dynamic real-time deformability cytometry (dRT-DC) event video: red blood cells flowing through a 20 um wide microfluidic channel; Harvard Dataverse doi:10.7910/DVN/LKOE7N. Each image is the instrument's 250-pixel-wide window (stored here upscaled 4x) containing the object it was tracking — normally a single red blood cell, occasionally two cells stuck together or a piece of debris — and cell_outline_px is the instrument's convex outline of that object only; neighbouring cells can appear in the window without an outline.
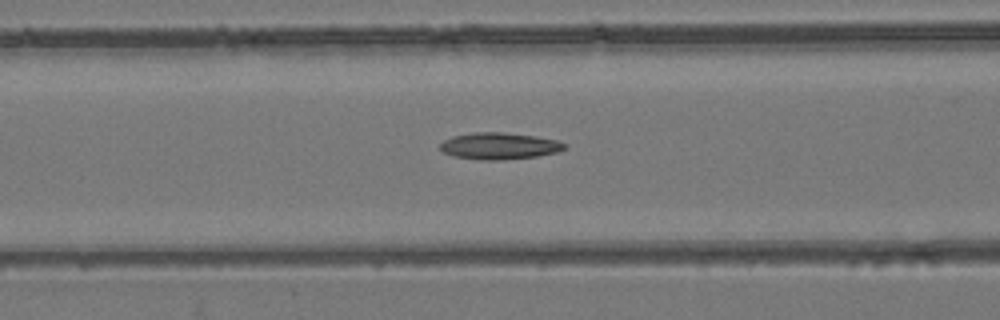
{"species": "common noctule bat (a hibernating species)", "species_latin": "Nyctalus noctula", "temperature_condition": "room temperature", "stored_images_in_passage": 55, "camera_frame_rate_fps": 3000, "um_per_image_px": 0.085, "animal": {"sex": "female", "body_mass_g": 24.6, "forearm_length_mm": 56.2}, "frame": {"image": 1, "passage_image": 23, "time_ms": 7.333, "image_size_px": [1000, 320], "cell_outline_px": [[568, 148], [560, 152], [536, 156], [500, 160], [480, 160], [452, 156], [444, 152], [440, 148], [440, 144], [444, 140], [452, 136], [472, 132], [504, 132], [536, 136], [556, 140], [568, 144]], "centroid_in_image_um": [42.47, 12.4], "position_along_channel_um": 124.1, "area_um2": 19.59}}
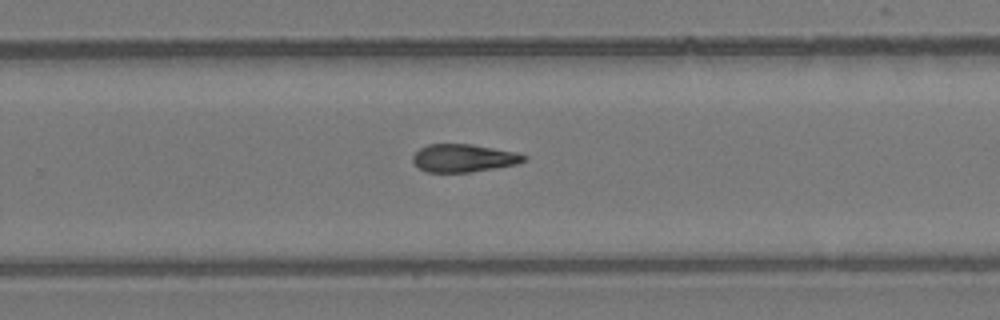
{"frame": {"image": 2, "passage_image": 36, "time_ms": 11.667, "image_size_px": [1000, 320], "cell_outline_px": [[528, 156], [524, 160], [516, 164], [472, 172], [424, 172], [412, 160], [412, 156], [420, 148], [428, 144], [472, 144], [516, 152]], "centroid_in_image_um": [39.39, 13.43], "position_along_channel_um": 290.4, "area_um2": 17.98}}
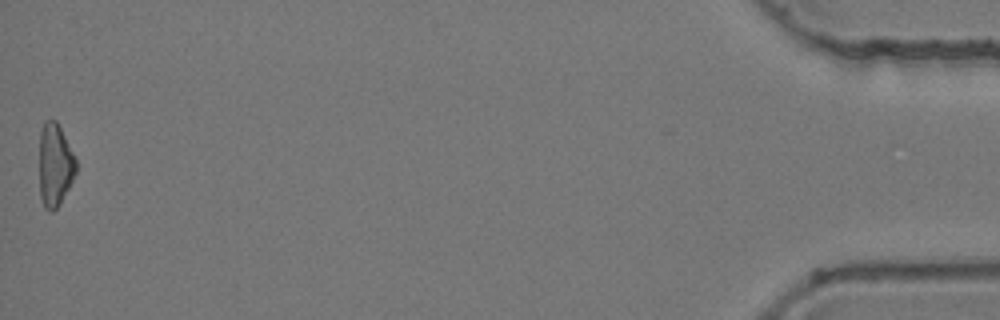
{"frame": {"image": 3, "passage_image": 55, "time_ms": 18.0, "image_size_px": [1000, 320], "cell_outline_px": [[76, 172], [60, 204], [52, 212], [48, 212], [44, 208], [40, 196], [40, 132], [44, 120], [56, 120], [76, 160]], "centroid_in_image_um": [4.65, 14.05], "position_along_channel_um": 430.5, "area_um2": 17.51}, "authors_computed_cell_mechanics": {"area_um2": 18.9584, "velocity_mm_per_s": 3.8422, "shape_relaxation_time_tau1_ms": null, "shape_relaxation_time_tau2_ms": 10.2224, "deformation_change_tau1": null, "deformation_change_tau2": 0.2165}}